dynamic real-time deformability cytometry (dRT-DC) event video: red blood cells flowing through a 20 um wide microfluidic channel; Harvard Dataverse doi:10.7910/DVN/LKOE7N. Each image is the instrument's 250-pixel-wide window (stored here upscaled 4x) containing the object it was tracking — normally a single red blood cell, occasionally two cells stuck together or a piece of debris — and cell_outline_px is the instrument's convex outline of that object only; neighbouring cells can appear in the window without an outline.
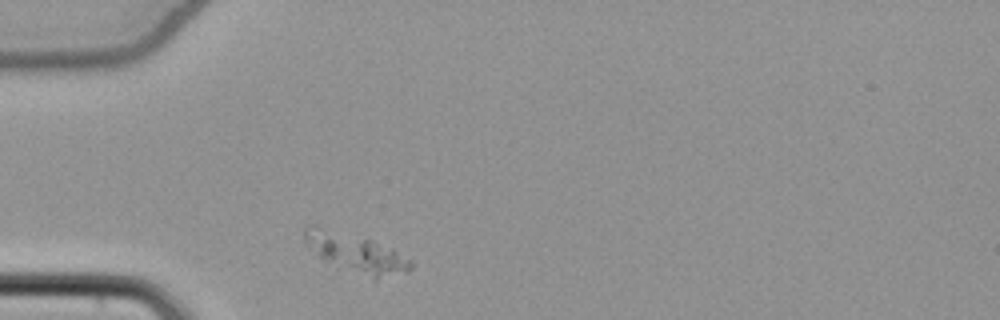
{"species": "common noctule bat (a hibernating species)", "species_latin": "Nyctalus noctula", "temperature_condition": "cold", "stored_images_in_passage": 10, "segment_of_instrument_passage": [1, 2], "camera_frame_rate_fps": 3000, "um_per_image_px": 0.085, "animal": {"sex": "female", "body_mass_g": 22.7, "forearm_length_mm": 54.2}, "frame": {"image": 1, "passage_image": 1, "time_ms": 0.0, "image_size_px": [1000, 320], "cell_outline_px": [[416, 260], [412, 268], [408, 272], [376, 280], [372, 280], [352, 264], [360, 244], [364, 240], [372, 240], [392, 248]], "centroid_in_image_um": [32.4, 22.16], "position_along_channel_um": 52.6, "area_um2": 11.79}}